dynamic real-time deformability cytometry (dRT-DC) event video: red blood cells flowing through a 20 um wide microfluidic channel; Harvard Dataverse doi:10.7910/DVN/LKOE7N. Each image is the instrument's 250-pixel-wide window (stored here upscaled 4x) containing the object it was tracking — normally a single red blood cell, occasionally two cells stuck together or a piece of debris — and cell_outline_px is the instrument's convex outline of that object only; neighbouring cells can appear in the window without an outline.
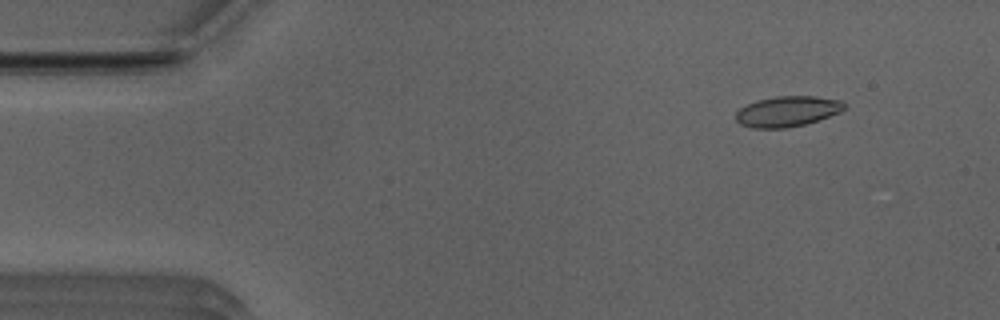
{"species": "Egyptian fruit bat (a non-hibernating species)", "species_latin": "Rousettus aegyptiacus", "temperature_condition": "room temperature", "stored_images_in_passage": 26, "camera_frame_rate_fps": 3000, "um_per_image_px": 0.085, "animal": {"sex": "male"}, "frame": {"image": 1, "passage_image": 6, "time_ms": 1.667, "image_size_px": [1000, 320], "cell_outline_px": [[844, 108], [840, 112], [804, 124], [784, 128], [752, 128], [740, 124], [736, 120], [736, 112], [740, 108], [756, 100], [776, 96], [816, 96], [840, 100], [844, 104]], "centroid_in_image_um": [66.89, 9.46], "position_along_channel_um": 18.1, "area_um2": 19.07}}
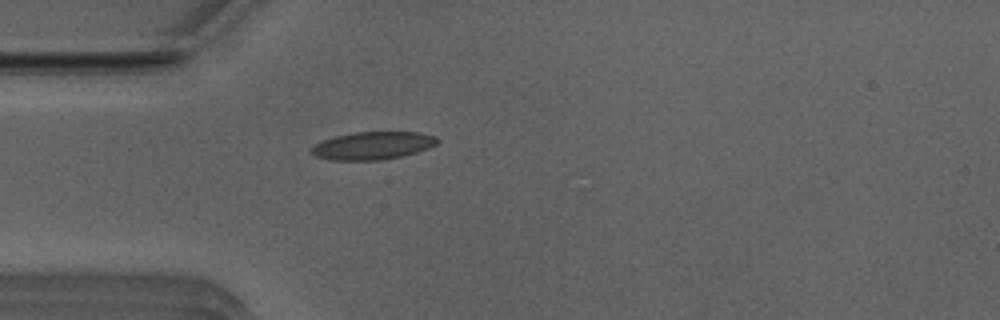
{"frame": {"image": 2, "passage_image": 15, "time_ms": 4.667, "image_size_px": [1000, 320], "cell_outline_px": [[440, 140], [436, 144], [428, 148], [416, 152], [400, 156], [380, 160], [332, 160], [316, 156], [308, 148], [324, 140], [336, 136], [352, 132], [420, 132], [436, 136]], "centroid_in_image_um": [31.69, 12.37], "position_along_channel_um": 53.3, "area_um2": 20.29}}
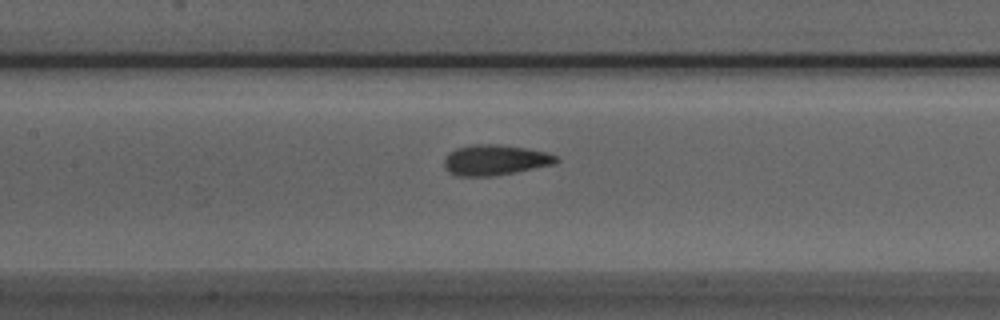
{"frame": {"image": 3, "passage_image": 24, "time_ms": 7.667, "image_size_px": [1000, 320], "cell_outline_px": [[560, 160], [556, 164], [492, 176], [460, 176], [448, 172], [444, 168], [444, 156], [448, 152], [456, 148], [468, 144], [500, 144], [548, 152], [556, 156]], "centroid_in_image_um": [42.05, 13.59], "position_along_channel_um": 165.4, "area_um2": 20.11}}